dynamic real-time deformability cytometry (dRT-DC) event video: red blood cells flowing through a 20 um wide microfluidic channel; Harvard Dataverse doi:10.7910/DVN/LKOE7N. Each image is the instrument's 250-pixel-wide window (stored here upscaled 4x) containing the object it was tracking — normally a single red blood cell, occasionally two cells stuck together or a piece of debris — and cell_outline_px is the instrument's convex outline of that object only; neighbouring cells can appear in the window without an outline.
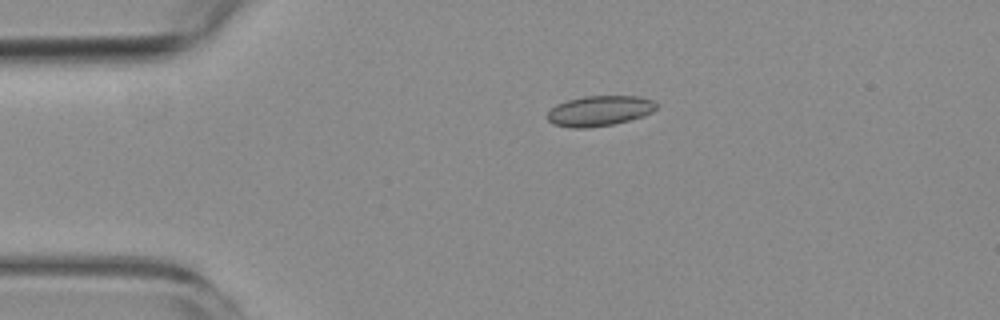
{"species": "common noctule bat (a hibernating species)", "species_latin": "Nyctalus noctula", "temperature_condition": "room temperature", "stored_images_in_passage": 2, "camera_frame_rate_fps": 3000, "um_per_image_px": 0.085, "animal": {"sex": "female", "body_mass_g": 19.3, "forearm_length_mm": 54.1}, "frame": {"image": 1, "passage_image": 1, "time_ms": 0.0, "image_size_px": [1000, 320], "cell_outline_px": [[656, 108], [652, 112], [644, 116], [612, 124], [584, 128], [572, 128], [552, 124], [548, 120], [548, 112], [556, 104], [568, 100], [584, 96], [640, 96], [652, 100], [656, 104]], "centroid_in_image_um": [50.95, 9.42], "position_along_channel_um": 34.1, "area_um2": 19.13}}